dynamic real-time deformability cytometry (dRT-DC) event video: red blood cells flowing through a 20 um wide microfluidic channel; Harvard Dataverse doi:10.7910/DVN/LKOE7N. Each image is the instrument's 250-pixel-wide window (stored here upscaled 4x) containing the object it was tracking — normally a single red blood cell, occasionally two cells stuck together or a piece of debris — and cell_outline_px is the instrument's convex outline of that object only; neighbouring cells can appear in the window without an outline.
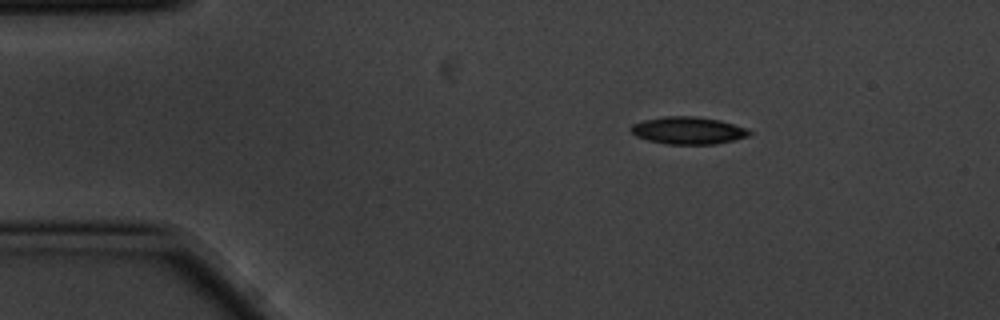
{"species": "common noctule bat (a hibernating species)", "species_latin": "Nyctalus noctula", "temperature_condition": "cold", "stored_images_in_passage": 3, "camera_frame_rate_fps": 3000, "um_per_image_px": 0.085, "animal": {"sex": "male", "body_mass_g": 20.1, "forearm_length_mm": 53.5}, "frame": {"image": 1, "passage_image": 1, "time_ms": 0.0, "image_size_px": [1000, 320], "cell_outline_px": [[752, 132], [748, 136], [716, 144], [668, 144], [648, 140], [636, 136], [628, 128], [632, 124], [644, 120], [664, 116], [696, 116], [720, 120], [744, 128]], "centroid_in_image_um": [58.45, 11.08], "position_along_channel_um": 26.6, "area_um2": 18.73}}